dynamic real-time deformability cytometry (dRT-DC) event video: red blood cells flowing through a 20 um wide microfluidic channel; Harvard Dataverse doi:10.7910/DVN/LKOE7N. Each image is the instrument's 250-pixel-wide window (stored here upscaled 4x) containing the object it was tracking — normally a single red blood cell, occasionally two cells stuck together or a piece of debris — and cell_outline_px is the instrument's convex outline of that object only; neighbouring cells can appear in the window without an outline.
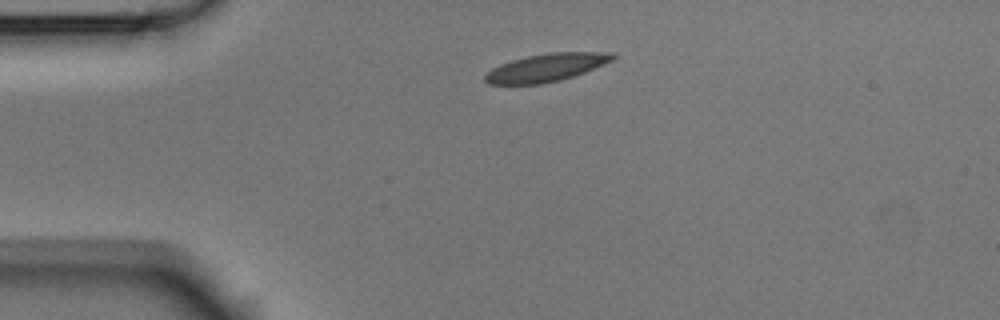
{"species": "Egyptian fruit bat (a non-hibernating species)", "species_latin": "Rousettus aegyptiacus", "temperature_condition": "room temperature", "stored_images_in_passage": 3, "camera_frame_rate_fps": 3000, "um_per_image_px": 0.085, "animal": {"sex": "male"}, "frame": {"image": 1, "passage_image": 1, "time_ms": 0.0, "image_size_px": [1000, 320], "cell_outline_px": [[620, 56], [612, 60], [584, 72], [560, 80], [540, 84], [488, 84], [484, 80], [484, 76], [492, 68], [500, 64], [512, 60], [528, 56], [548, 52], [616, 52]], "centroid_in_image_um": [46.46, 5.73], "position_along_channel_um": 38.5, "area_um2": 20.69}}
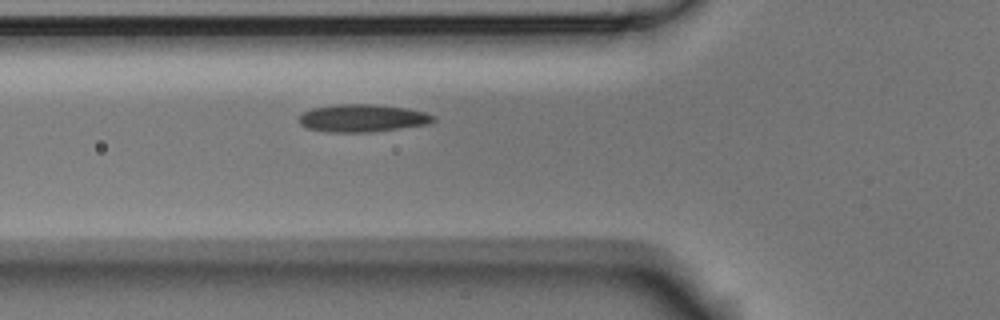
{"frame": {"image": 2, "passage_image": 3, "time_ms": 0.667, "image_size_px": [1000, 320], "cell_outline_px": [[436, 120], [428, 124], [372, 132], [328, 132], [308, 128], [300, 124], [300, 116], [304, 112], [312, 108], [336, 104], [372, 104], [408, 108], [424, 112], [436, 116]], "centroid_in_image_um": [30.84, 10.04], "position_along_channel_um": 95.0, "area_um2": 21.62}}